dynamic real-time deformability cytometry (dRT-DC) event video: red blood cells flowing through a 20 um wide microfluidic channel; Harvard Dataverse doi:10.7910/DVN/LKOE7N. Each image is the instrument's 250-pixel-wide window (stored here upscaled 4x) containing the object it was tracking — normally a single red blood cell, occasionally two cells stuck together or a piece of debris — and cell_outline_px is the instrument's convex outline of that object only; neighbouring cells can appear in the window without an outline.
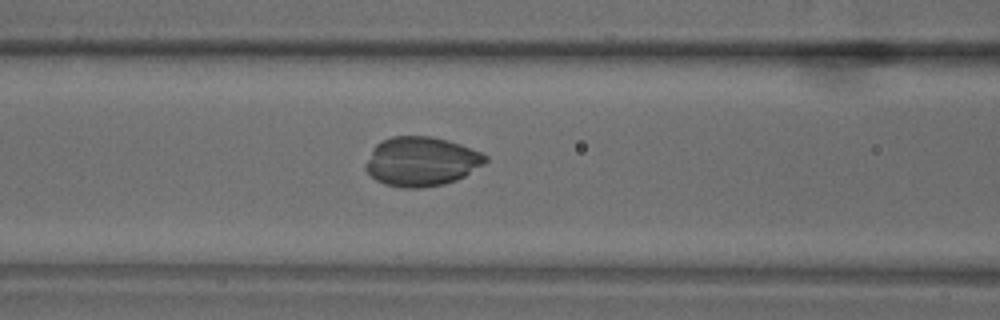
{"species": "common noctule bat (a hibernating species)", "species_latin": "Nyctalus noctula", "temperature_condition": "warm", "stored_images_in_passage": 67, "camera_frame_rate_fps": 3000, "um_per_image_px": 0.085, "animal": {"sex": "male", "body_mass_g": 18.8}, "frame": {"image": 1, "passage_image": 28, "time_ms": 9.0, "image_size_px": [1000, 320], "cell_outline_px": [[488, 160], [484, 164], [464, 176], [456, 180], [444, 184], [424, 188], [404, 188], [384, 184], [376, 180], [364, 168], [364, 164], [372, 148], [380, 140], [392, 136], [432, 136], [448, 140], [460, 144], [480, 152], [488, 156]], "centroid_in_image_um": [35.79, 13.72], "position_along_channel_um": 130.8, "area_um2": 34.68}}
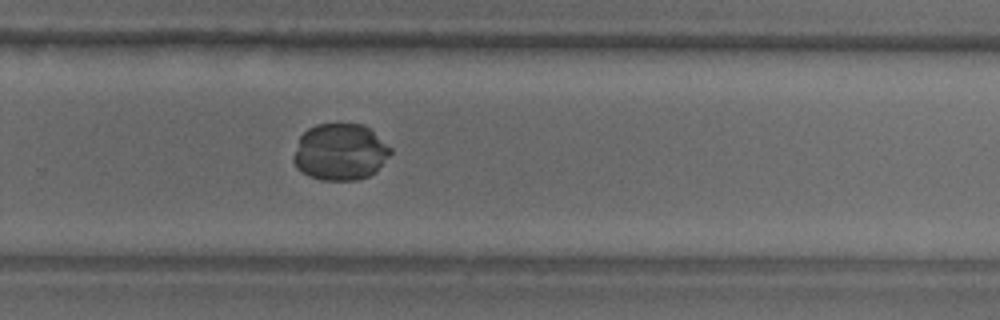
{"frame": {"image": 2, "passage_image": 45, "time_ms": 14.667, "image_size_px": [1000, 320], "cell_outline_px": [[392, 152], [376, 172], [368, 176], [356, 180], [320, 180], [308, 176], [296, 168], [292, 160], [292, 156], [300, 136], [308, 128], [316, 124], [364, 124], [392, 148]], "centroid_in_image_um": [28.89, 12.93], "position_along_channel_um": 300.9, "area_um2": 32.25}}
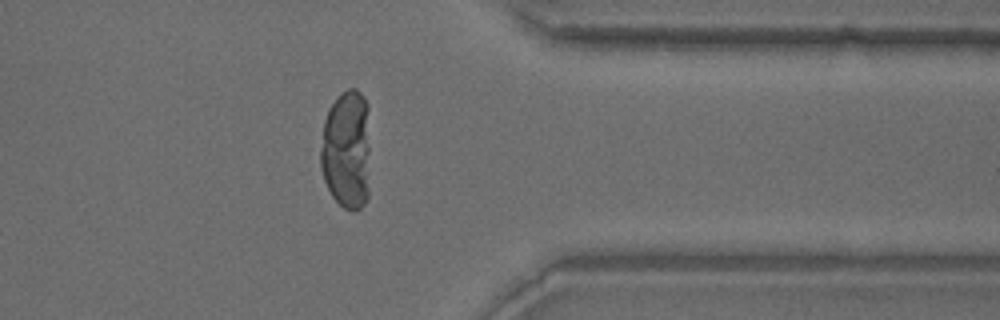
{"frame": {"image": 3, "passage_image": 54, "time_ms": 17.667, "image_size_px": [1000, 320], "cell_outline_px": [[368, 196], [364, 204], [356, 212], [352, 212], [344, 208], [332, 196], [324, 180], [320, 168], [320, 148], [324, 120], [328, 108], [336, 96], [340, 92], [348, 88], [356, 88], [364, 96], [368, 104]], "centroid_in_image_um": [29.44, 12.7], "position_along_channel_um": 382.0, "area_um2": 35.2}}